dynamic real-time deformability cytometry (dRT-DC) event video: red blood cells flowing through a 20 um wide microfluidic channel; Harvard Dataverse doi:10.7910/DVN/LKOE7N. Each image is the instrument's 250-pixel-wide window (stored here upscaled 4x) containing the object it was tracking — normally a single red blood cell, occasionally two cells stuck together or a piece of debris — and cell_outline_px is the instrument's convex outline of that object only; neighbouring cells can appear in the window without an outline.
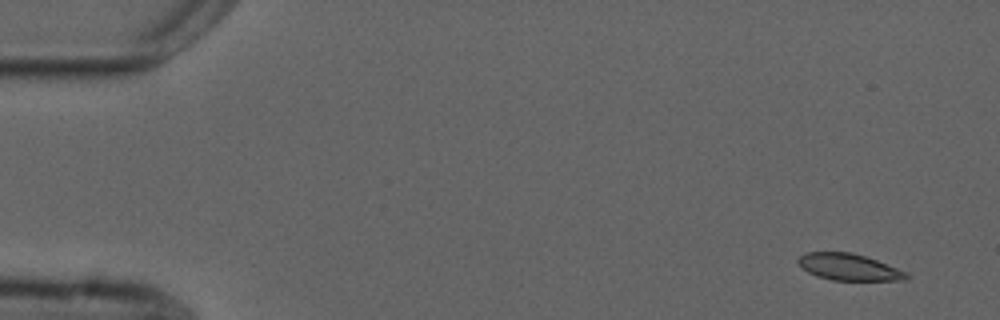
{"species": "common noctule bat (a hibernating species)", "species_latin": "Nyctalus noctula", "temperature_condition": "cold", "stored_images_in_passage": 2, "camera_frame_rate_fps": 3000, "um_per_image_px": 0.085, "animal": {"sex": "male", "forearm_length_mm": 52.5}, "frame": {"image": 1, "passage_image": 1, "time_ms": 0.0, "image_size_px": [1000, 320], "cell_outline_px": [[912, 276], [908, 280], [832, 280], [816, 276], [808, 272], [796, 260], [800, 256], [808, 252], [852, 252], [876, 260], [908, 272]], "centroid_in_image_um": [72.2, 22.71], "position_along_channel_um": 12.8, "area_um2": 16.76}}